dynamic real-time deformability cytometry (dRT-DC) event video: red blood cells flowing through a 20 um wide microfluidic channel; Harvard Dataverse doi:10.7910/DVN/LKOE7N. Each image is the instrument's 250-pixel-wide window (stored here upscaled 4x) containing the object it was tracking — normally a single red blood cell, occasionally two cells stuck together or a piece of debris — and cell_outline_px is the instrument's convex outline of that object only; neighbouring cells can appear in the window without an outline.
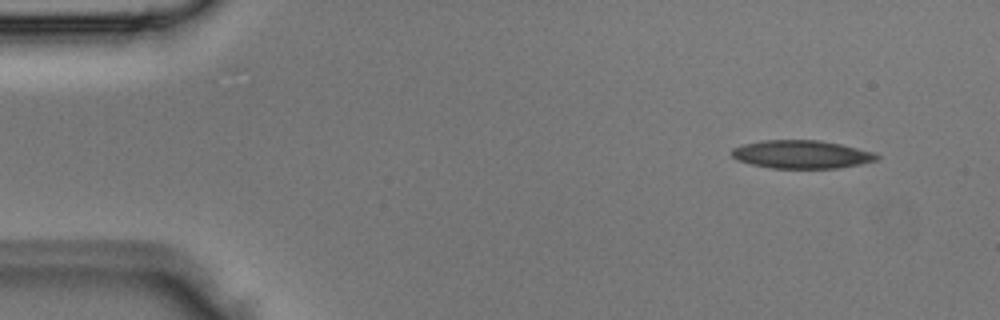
{"species": "Egyptian fruit bat (a non-hibernating species)", "species_latin": "Rousettus aegyptiacus", "temperature_condition": "room temperature", "stored_images_in_passage": 3, "camera_frame_rate_fps": 3000, "um_per_image_px": 0.085, "animal": {"sex": "male"}, "frame": {"image": 1, "passage_image": 1, "time_ms": 0.0, "image_size_px": [1000, 320], "cell_outline_px": [[880, 156], [876, 160], [860, 164], [840, 168], [772, 168], [752, 164], [736, 160], [732, 156], [732, 148], [744, 144], [764, 140], [820, 140], [840, 144], [872, 152]], "centroid_in_image_um": [68.11, 13.12], "position_along_channel_um": 16.9, "area_um2": 23.64}}